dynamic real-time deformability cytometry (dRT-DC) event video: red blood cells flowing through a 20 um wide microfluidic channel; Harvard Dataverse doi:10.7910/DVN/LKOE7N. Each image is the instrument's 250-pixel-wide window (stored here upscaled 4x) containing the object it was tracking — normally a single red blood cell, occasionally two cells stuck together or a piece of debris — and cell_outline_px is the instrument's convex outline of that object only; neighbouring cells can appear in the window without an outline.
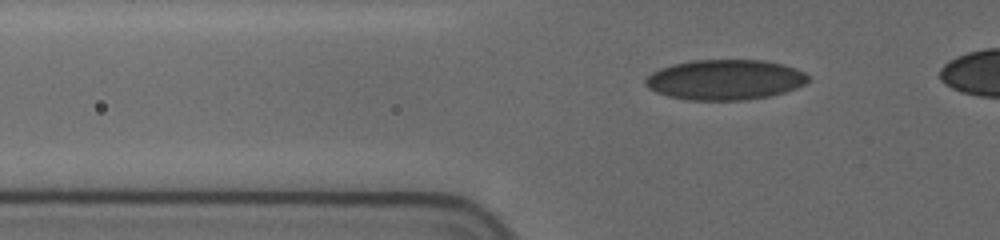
{"species": "human", "species_latin": "Homo sapiens", "temperature_condition": "cold", "stored_images_in_passage": 20, "camera_frame_rate_fps": 3000, "um_per_image_px": 0.085, "donor": {"sex": "female"}, "frame": {"image": 1, "passage_image": 10, "time_ms": 5.0, "image_size_px": [1000, 240], "cell_outline_px": [[808, 80], [804, 84], [796, 88], [784, 92], [768, 96], [740, 100], [688, 100], [668, 96], [656, 92], [648, 88], [644, 84], [644, 80], [652, 72], [660, 68], [672, 64], [692, 60], [764, 60], [780, 64], [804, 72], [808, 76]], "centroid_in_image_um": [61.57, 6.77], "position_along_channel_um": 64.2, "area_um2": 37.97}}
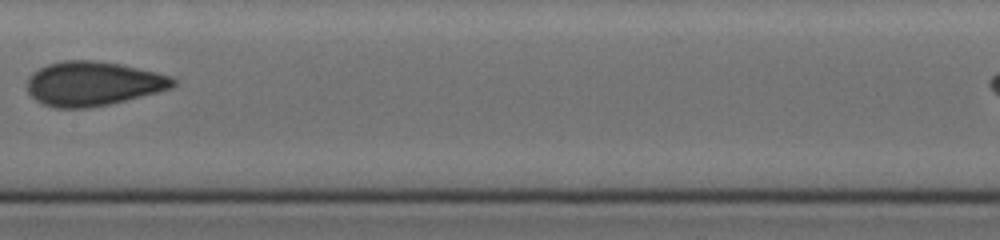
{"frame": {"image": 2, "passage_image": 17, "time_ms": 9.0, "image_size_px": [1000, 240], "cell_outline_px": [[176, 84], [172, 88], [108, 104], [88, 108], [56, 108], [44, 104], [36, 100], [28, 92], [28, 76], [32, 72], [48, 64], [64, 60], [96, 60], [120, 64], [156, 72], [172, 76], [176, 80]], "centroid_in_image_um": [7.9, 7.1], "position_along_channel_um": 199.5, "area_um2": 37.51}}
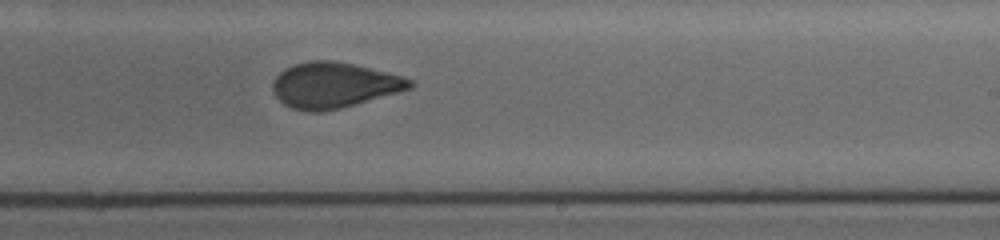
{"frame": {"image": 3, "passage_image": 20, "time_ms": 10.667, "image_size_px": [1000, 240], "cell_outline_px": [[416, 84], [412, 88], [340, 108], [320, 112], [308, 112], [292, 108], [284, 104], [276, 96], [272, 88], [272, 84], [276, 76], [284, 68], [292, 64], [308, 60], [332, 60], [352, 64], [400, 76], [412, 80]], "centroid_in_image_um": [28.34, 7.23], "position_along_channel_um": 260.7, "area_um2": 36.13}}